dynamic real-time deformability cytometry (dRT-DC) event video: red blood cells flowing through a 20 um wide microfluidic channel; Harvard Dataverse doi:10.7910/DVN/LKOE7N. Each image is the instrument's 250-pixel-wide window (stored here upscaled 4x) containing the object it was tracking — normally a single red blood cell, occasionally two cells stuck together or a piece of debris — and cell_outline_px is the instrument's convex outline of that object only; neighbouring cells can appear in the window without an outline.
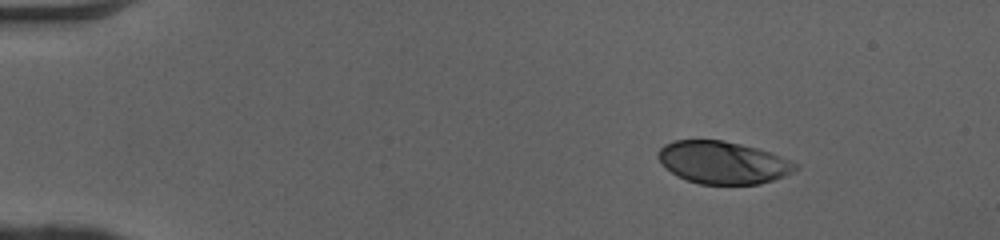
{"species": "human", "species_latin": "Homo sapiens", "temperature_condition": "cold", "stored_images_in_passage": 44, "camera_frame_rate_fps": 3000, "um_per_image_px": 0.085, "donor": {"sex": "female"}, "frame": {"image": 1, "passage_image": 1, "time_ms": 0.0, "image_size_px": [1000, 240], "cell_outline_px": [[800, 164], [792, 172], [772, 180], [760, 184], [700, 184], [676, 176], [656, 156], [656, 152], [664, 144], [672, 140], [724, 140], [756, 148], [780, 156]], "centroid_in_image_um": [61.42, 13.81], "position_along_channel_um": 23.6, "area_um2": 33.76}}
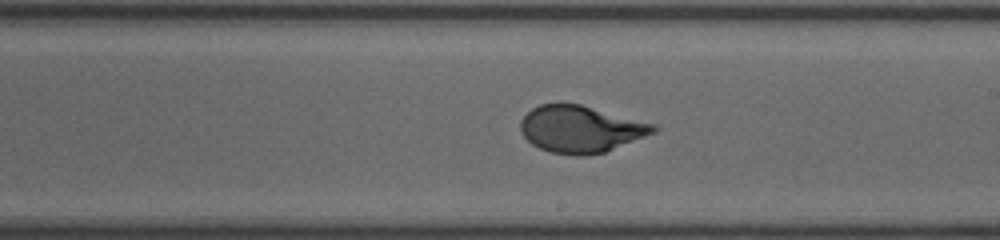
{"frame": {"image": 2, "passage_image": 24, "time_ms": 7.667, "image_size_px": [1000, 240], "cell_outline_px": [[660, 128], [656, 132], [604, 152], [584, 156], [576, 156], [552, 152], [540, 148], [532, 144], [520, 132], [520, 120], [532, 108], [540, 104], [580, 104], [656, 124]], "centroid_in_image_um": [49.37, 10.97], "position_along_channel_um": 239.6, "area_um2": 36.18}}
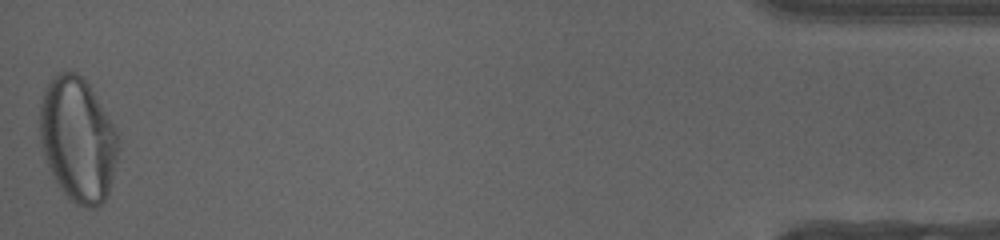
{"frame": {"image": 3, "passage_image": 44, "time_ms": 14.333, "image_size_px": [1000, 240], "cell_outline_px": [[120, 144], [108, 192], [104, 200], [96, 208], [88, 208], [76, 204], [68, 200], [56, 184], [44, 156], [40, 140], [40, 104], [44, 88], [52, 76], [68, 68], [84, 76], [112, 124], [116, 132]], "centroid_in_image_um": [6.58, 11.84], "position_along_channel_um": 428.6, "area_um2": 57.16}, "authors_computed_cell_mechanics": {"area_um2": 36.0672, "velocity_mm_per_s": 4.0871, "shape_relaxation_time_tau1_ms": 5.1031, "shape_relaxation_time_tau2_ms": null, "deformation_change_tau1": 0.2033, "deformation_change_tau2": null}}